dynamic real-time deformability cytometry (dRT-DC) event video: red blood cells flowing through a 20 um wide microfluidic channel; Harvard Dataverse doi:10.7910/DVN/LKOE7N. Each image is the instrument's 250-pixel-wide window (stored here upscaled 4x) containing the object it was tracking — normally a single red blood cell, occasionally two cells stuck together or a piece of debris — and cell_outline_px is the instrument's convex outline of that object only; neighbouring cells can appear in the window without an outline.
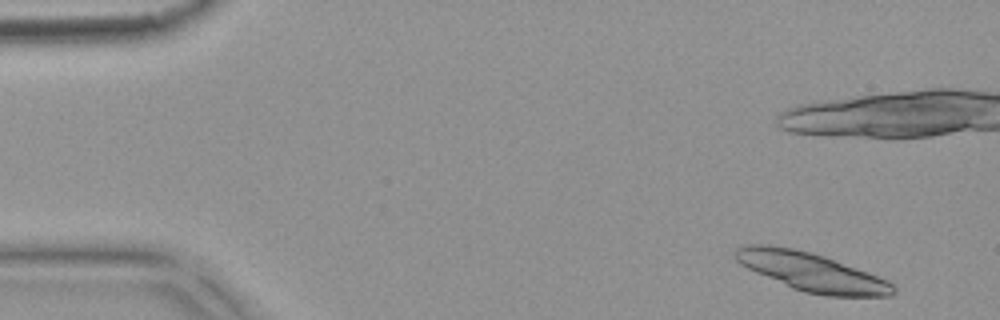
{"species": "common noctule bat (a hibernating species)", "species_latin": "Nyctalus noctula", "temperature_condition": "warm", "stored_images_in_passage": 5, "camera_frame_rate_fps": 3000, "um_per_image_px": 0.085, "animal": {"sex": "female", "body_mass_g": 18.4}, "frame": {"image": 1, "passage_image": 1, "time_ms": 0.0, "image_size_px": [1000, 320], "cell_outline_px": [[896, 292], [892, 296], [824, 296], [804, 292], [792, 288], [756, 272], [740, 264], [736, 260], [732, 252], [736, 248], [744, 244], [768, 244], [792, 248], [812, 252], [824, 256], [876, 276], [892, 284], [896, 288]], "centroid_in_image_um": [68.91, 23.1], "position_along_channel_um": 16.1, "area_um2": 35.2}}